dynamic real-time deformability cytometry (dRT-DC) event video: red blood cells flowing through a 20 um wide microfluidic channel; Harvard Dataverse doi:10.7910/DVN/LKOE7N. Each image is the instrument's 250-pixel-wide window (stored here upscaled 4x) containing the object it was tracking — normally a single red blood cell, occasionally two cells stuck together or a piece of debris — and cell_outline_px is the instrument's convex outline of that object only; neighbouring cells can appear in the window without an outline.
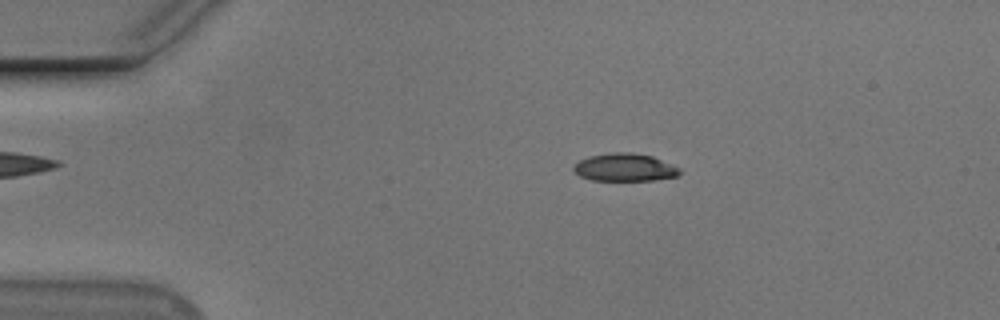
{"species": "Egyptian fruit bat (a non-hibernating species)", "species_latin": "Rousettus aegyptiacus", "temperature_condition": "cold", "stored_images_in_passage": 55, "camera_frame_rate_fps": 3000, "um_per_image_px": 0.085, "animal": {"sex": "male"}, "frame": {"image": 1, "passage_image": 11, "time_ms": 3.333, "image_size_px": [1000, 320], "cell_outline_px": [[680, 172], [676, 176], [652, 180], [592, 180], [580, 176], [572, 168], [580, 160], [588, 156], [612, 152], [632, 152], [652, 156], [680, 168]], "centroid_in_image_um": [53.09, 14.22], "position_along_channel_um": 31.9, "area_um2": 16.99}}
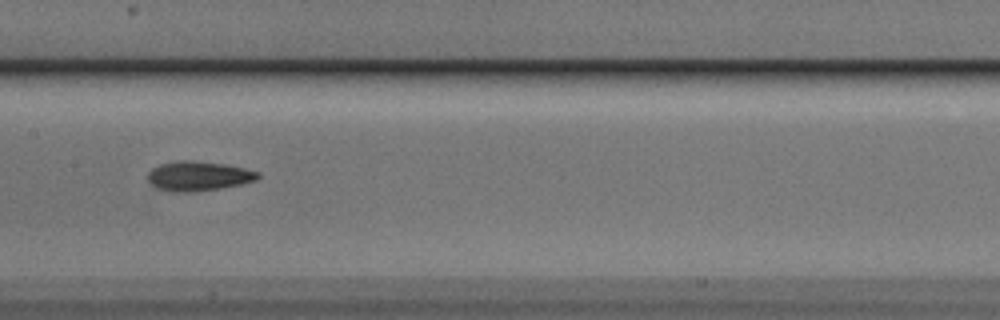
{"frame": {"image": 2, "passage_image": 28, "time_ms": 9.0, "image_size_px": [1000, 320], "cell_outline_px": [[260, 176], [256, 180], [240, 184], [220, 188], [192, 192], [172, 192], [156, 188], [148, 184], [148, 172], [152, 168], [160, 164], [176, 160], [192, 160], [224, 164], [244, 168], [260, 172]], "centroid_in_image_um": [16.82, 14.96], "position_along_channel_um": 190.6, "area_um2": 19.13}}
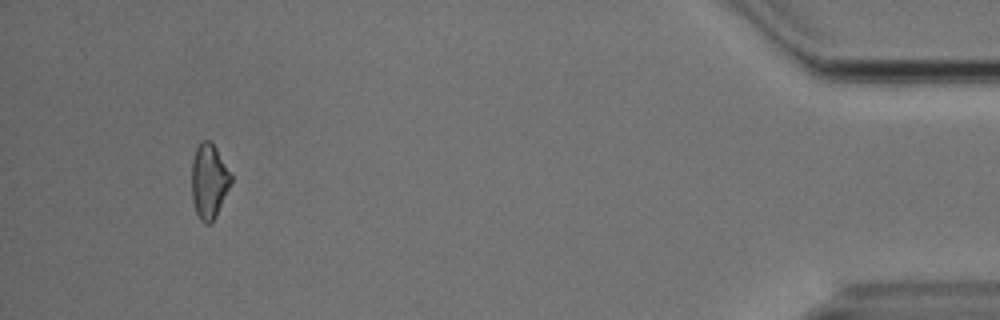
{"frame": {"image": 3, "passage_image": 52, "time_ms": 17.0, "image_size_px": [1000, 320], "cell_outline_px": [[232, 180], [216, 216], [208, 224], [204, 224], [200, 220], [196, 212], [192, 200], [192, 160], [196, 148], [204, 140], [212, 140], [232, 176]], "centroid_in_image_um": [17.76, 15.39], "position_along_channel_um": 417.4, "area_um2": 16.99}, "authors_computed_cell_mechanics": {"area_um2": 17.5134, "velocity_mm_per_s": 3.729, "shape_relaxation_time_tau1_ms": 3.9851, "shape_relaxation_time_tau2_ms": 8.1376, "deformation_change_tau1": 0.1404, "deformation_change_tau2": 0.1867}}